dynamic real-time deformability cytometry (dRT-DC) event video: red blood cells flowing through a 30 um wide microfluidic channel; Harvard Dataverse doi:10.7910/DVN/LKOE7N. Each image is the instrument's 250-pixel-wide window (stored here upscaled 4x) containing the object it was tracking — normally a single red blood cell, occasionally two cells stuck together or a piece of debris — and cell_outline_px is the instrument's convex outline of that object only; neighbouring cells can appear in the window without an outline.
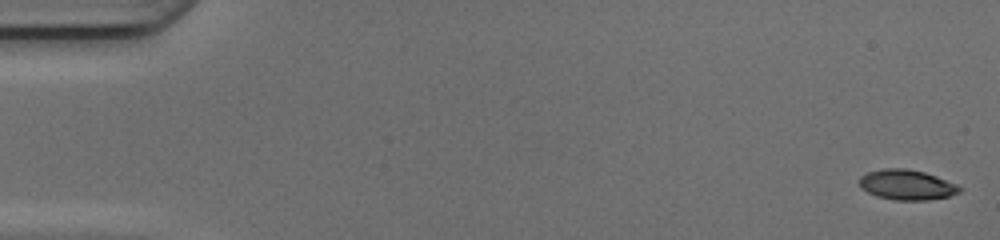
{"species": "common noctule bat (a hibernating species)", "species_latin": "Nyctalus noctula", "temperature_condition": "cold", "stored_images_in_passage": 49, "camera_frame_rate_fps": 3000, "um_per_image_px": 0.085, "animal": {"sex": "female", "body_mass_g": 17.0, "forearm_length_mm": 48.0}, "frame": {"image": 1, "passage_image": 1, "time_ms": 0.0, "image_size_px": [1000, 240], "cell_outline_px": [[964, 188], [960, 192], [948, 196], [928, 200], [896, 200], [876, 196], [860, 188], [860, 176], [868, 172], [884, 168], [904, 168], [924, 172], [936, 176], [956, 184]], "centroid_in_image_um": [77.08, 15.71], "position_along_channel_um": 7.9, "area_um2": 17.57}}
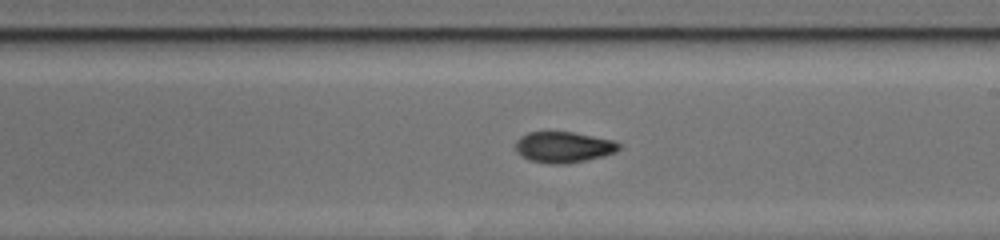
{"frame": {"image": 2, "passage_image": 29, "time_ms": 9.333, "image_size_px": [1000, 240], "cell_outline_px": [[620, 148], [616, 152], [604, 156], [568, 164], [548, 164], [528, 160], [520, 156], [516, 152], [516, 140], [520, 136], [528, 132], [572, 132], [612, 140], [620, 144]], "centroid_in_image_um": [47.86, 12.52], "position_along_channel_um": 241.1, "area_um2": 18.79}}
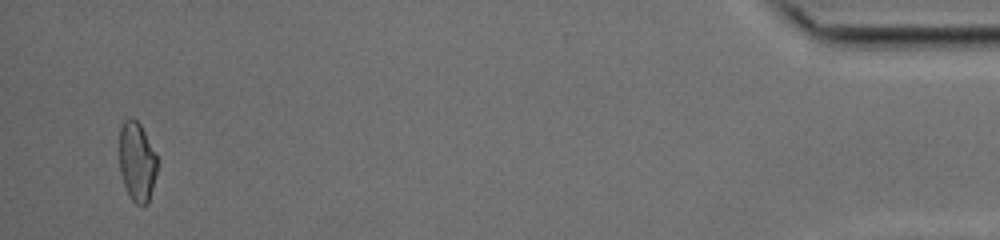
{"frame": {"image": 3, "passage_image": 48, "time_ms": 15.667, "image_size_px": [1000, 240], "cell_outline_px": [[156, 172], [148, 204], [144, 208], [136, 204], [132, 200], [124, 184], [120, 172], [120, 128], [124, 120], [128, 116], [132, 116], [140, 124], [156, 152]], "centroid_in_image_um": [11.64, 13.73], "position_along_channel_um": 423.6, "area_um2": 17.57}}